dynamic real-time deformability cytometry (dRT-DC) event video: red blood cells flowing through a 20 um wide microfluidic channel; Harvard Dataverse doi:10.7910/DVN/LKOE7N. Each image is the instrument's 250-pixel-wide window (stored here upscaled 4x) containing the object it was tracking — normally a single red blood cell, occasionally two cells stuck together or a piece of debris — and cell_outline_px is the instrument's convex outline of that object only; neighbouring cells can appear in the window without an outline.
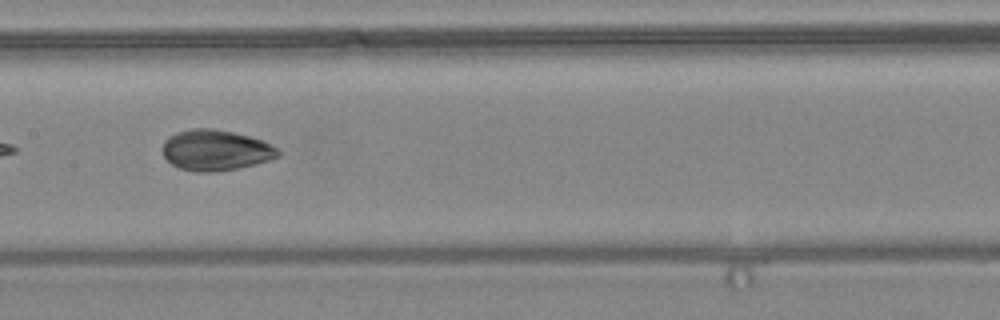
{"species": "common noctule bat (a hibernating species)", "species_latin": "Nyctalus noctula", "temperature_condition": "warm", "stored_images_in_passage": 9, "camera_frame_rate_fps": 3000, "um_per_image_px": 0.085, "animal": {"sex": "female", "body_mass_g": 24.6, "forearm_length_mm": 56.2}, "frame": {"image": 1, "passage_image": 7, "time_ms": 7.333, "image_size_px": [1000, 320], "cell_outline_px": [[280, 156], [256, 164], [216, 172], [196, 172], [180, 168], [172, 164], [164, 156], [164, 140], [168, 136], [176, 132], [188, 128], [212, 128], [232, 132], [264, 140], [280, 148]], "centroid_in_image_um": [18.36, 12.76], "position_along_channel_um": 189.0, "area_um2": 27.57}}
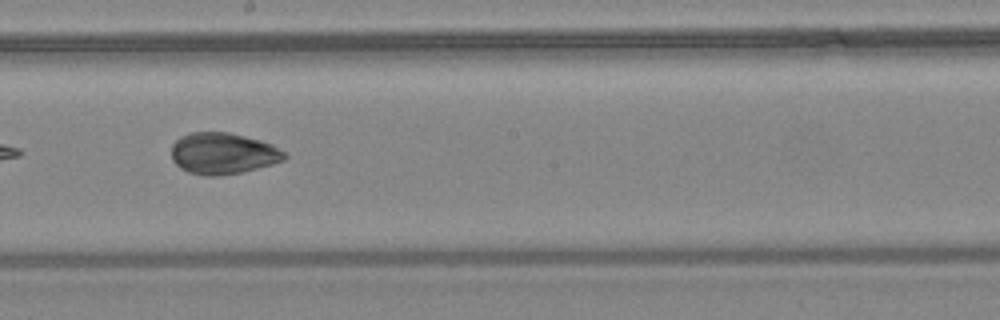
{"frame": {"image": 2, "passage_image": 8, "time_ms": 8.333, "image_size_px": [1000, 320], "cell_outline_px": [[288, 156], [284, 160], [272, 164], [240, 172], [216, 176], [208, 176], [188, 172], [180, 168], [172, 160], [172, 144], [180, 136], [192, 132], [228, 132], [260, 140], [272, 144], [284, 152]], "centroid_in_image_um": [18.94, 13.03], "position_along_channel_um": 229.3, "area_um2": 27.17}}
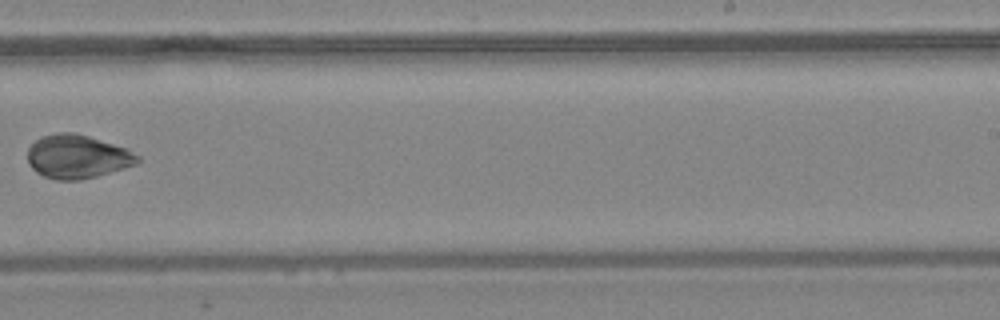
{"frame": {"image": 3, "passage_image": 9, "time_ms": 9.667, "image_size_px": [1000, 320], "cell_outline_px": [[140, 160], [136, 164], [124, 168], [96, 176], [80, 180], [56, 180], [44, 176], [36, 172], [28, 164], [28, 148], [40, 136], [56, 132], [76, 132], [128, 148], [140, 156]], "centroid_in_image_um": [6.57, 13.3], "position_along_channel_um": 282.4, "area_um2": 28.21}}